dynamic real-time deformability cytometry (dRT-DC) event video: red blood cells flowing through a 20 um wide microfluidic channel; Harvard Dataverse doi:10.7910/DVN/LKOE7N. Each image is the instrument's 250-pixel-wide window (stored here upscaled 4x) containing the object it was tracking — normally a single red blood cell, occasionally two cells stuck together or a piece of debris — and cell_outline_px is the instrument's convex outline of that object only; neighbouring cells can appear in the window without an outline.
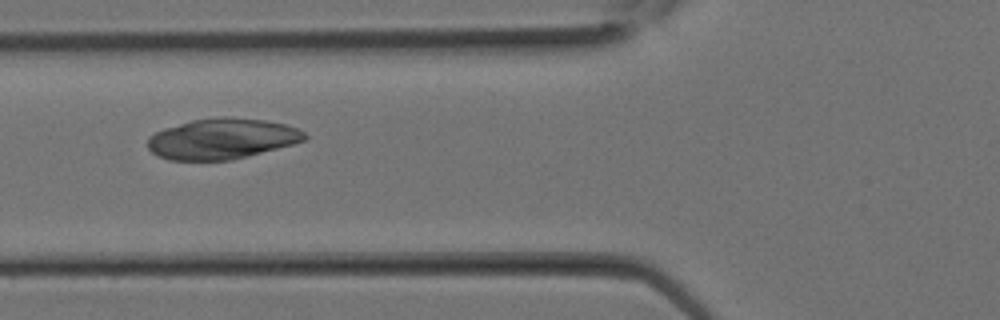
{"species": "Egyptian fruit bat (a non-hibernating species)", "species_latin": "Rousettus aegyptiacus", "temperature_condition": "room temperature", "stored_images_in_passage": 8, "camera_frame_rate_fps": 3000, "um_per_image_px": 0.085, "animal": {"sex": "female"}, "frame": {"image": 1, "passage_image": 5, "time_ms": 1.333, "image_size_px": [1000, 320], "cell_outline_px": [[308, 136], [304, 140], [292, 144], [248, 156], [232, 160], [168, 160], [156, 156], [148, 148], [148, 136], [164, 128], [192, 120], [216, 116], [228, 116], [264, 120], [284, 124], [296, 128], [304, 132]], "centroid_in_image_um": [18.83, 11.79], "position_along_channel_um": 107.0, "area_um2": 37.22}}
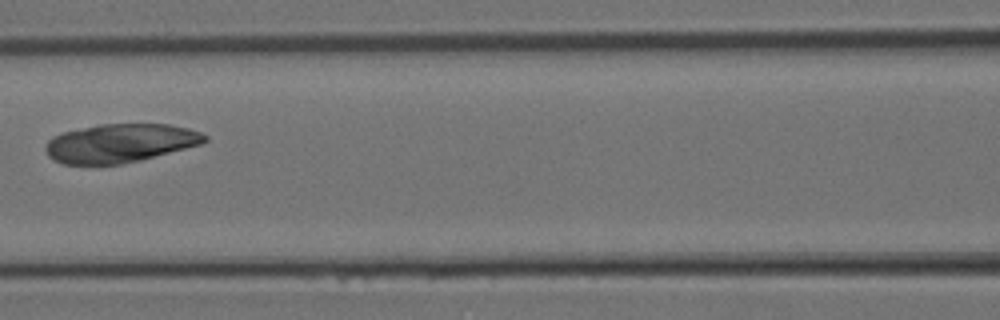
{"frame": {"image": 2, "passage_image": 7, "time_ms": 2.0, "image_size_px": [1000, 320], "cell_outline_px": [[208, 140], [200, 144], [140, 160], [120, 164], [64, 164], [52, 160], [48, 156], [44, 148], [48, 140], [52, 136], [60, 132], [100, 124], [168, 124], [188, 128], [200, 132], [208, 136]], "centroid_in_image_um": [10.16, 12.16], "position_along_channel_um": 156.4, "area_um2": 35.84}}